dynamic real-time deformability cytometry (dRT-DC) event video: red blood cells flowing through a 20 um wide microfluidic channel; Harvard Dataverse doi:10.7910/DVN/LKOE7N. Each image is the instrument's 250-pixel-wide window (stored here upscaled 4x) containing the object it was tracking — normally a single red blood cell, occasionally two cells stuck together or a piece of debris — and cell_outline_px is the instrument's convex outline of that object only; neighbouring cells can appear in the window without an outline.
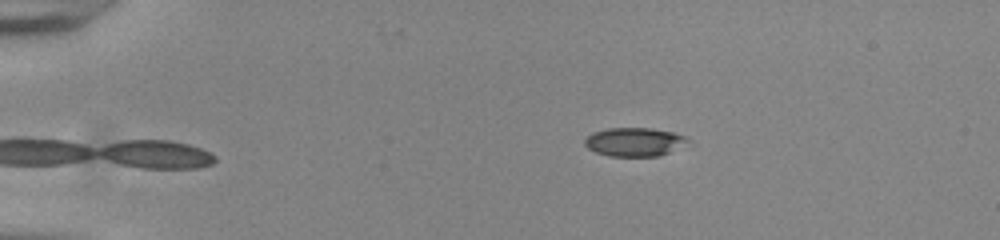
{"species": "common noctule bat (a hibernating species)", "species_latin": "Nyctalus noctula", "temperature_condition": "room temperature", "stored_images_in_passage": 45, "camera_frame_rate_fps": 3000, "um_per_image_px": 0.085, "animal": {"sex": "male", "body_mass_g": 20.0, "forearm_length_mm": 53.3}, "frame": {"image": 1, "passage_image": 1, "time_ms": 0.0, "image_size_px": [1000, 240], "cell_outline_px": [[692, 140], [660, 156], [608, 156], [596, 152], [588, 148], [584, 144], [584, 140], [592, 132], [608, 128], [652, 128], [676, 132], [688, 136]], "centroid_in_image_um": [53.94, 12.05], "position_along_channel_um": 31.1, "area_um2": 17.34}}
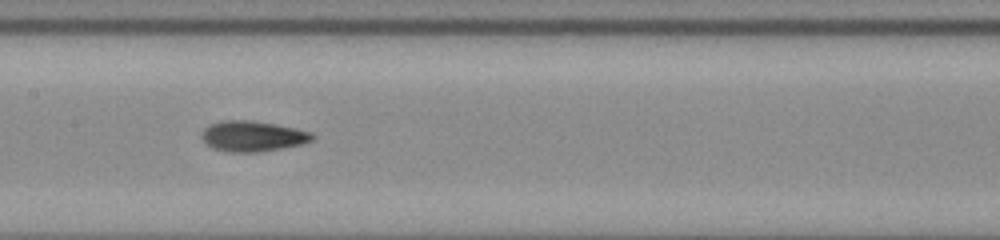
{"frame": {"image": 2, "passage_image": 19, "time_ms": 6.0, "image_size_px": [1000, 240], "cell_outline_px": [[316, 136], [312, 140], [300, 144], [280, 148], [256, 152], [228, 152], [212, 148], [200, 136], [200, 132], [208, 124], [220, 120], [252, 120], [276, 124], [296, 128], [312, 132]], "centroid_in_image_um": [21.44, 11.55], "position_along_channel_um": 186.0, "area_um2": 19.83}}
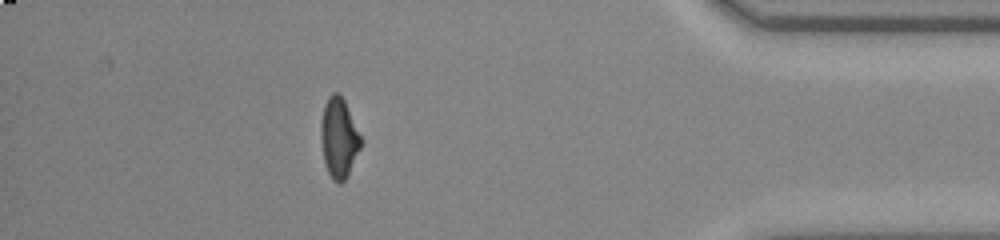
{"frame": {"image": 3, "passage_image": 39, "time_ms": 12.667, "image_size_px": [1000, 240], "cell_outline_px": [[364, 140], [348, 176], [340, 184], [332, 180], [328, 172], [324, 160], [320, 136], [320, 128], [324, 104], [328, 96], [332, 92], [336, 92], [344, 100]], "centroid_in_image_um": [28.82, 11.73], "position_along_channel_um": 406.4, "area_um2": 18.84}, "authors_computed_cell_mechanics": {"area_um2": 18.785, "velocity_mm_per_s": 3.863, "shape_relaxation_time_tau1_ms": 8.8076, "shape_relaxation_time_tau2_ms": 2.3955, "deformation_change_tau1": 0.2336, "deformation_change_tau2": 0.0894}}